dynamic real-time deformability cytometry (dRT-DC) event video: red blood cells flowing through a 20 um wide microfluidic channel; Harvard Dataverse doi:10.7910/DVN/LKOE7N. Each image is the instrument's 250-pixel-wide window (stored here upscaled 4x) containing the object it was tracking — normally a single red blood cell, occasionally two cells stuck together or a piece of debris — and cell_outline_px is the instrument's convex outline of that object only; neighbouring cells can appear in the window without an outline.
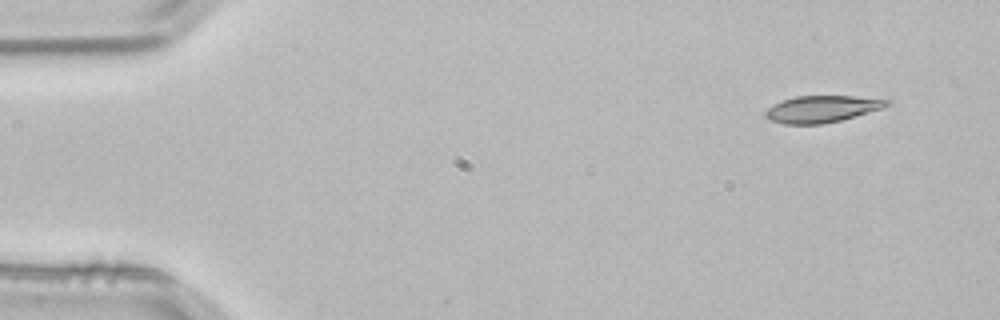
{"species": "common noctule bat (a hibernating species)", "species_latin": "Nyctalus noctula", "temperature_condition": "room temperature", "stored_images_in_passage": 2, "camera_frame_rate_fps": 3000, "um_per_image_px": 0.085, "animal": {"sex": "male", "body_mass_g": 21.5, "forearm_length_mm": 52.0}, "frame": {"image": 1, "passage_image": 1, "time_ms": 0.0, "image_size_px": [1000, 320], "cell_outline_px": [[892, 100], [884, 108], [840, 120], [824, 124], [784, 124], [772, 120], [764, 116], [764, 112], [768, 108], [784, 100], [796, 96], [888, 96]], "centroid_in_image_um": [70.0, 9.24], "position_along_channel_um": 15.0, "area_um2": 19.25}}